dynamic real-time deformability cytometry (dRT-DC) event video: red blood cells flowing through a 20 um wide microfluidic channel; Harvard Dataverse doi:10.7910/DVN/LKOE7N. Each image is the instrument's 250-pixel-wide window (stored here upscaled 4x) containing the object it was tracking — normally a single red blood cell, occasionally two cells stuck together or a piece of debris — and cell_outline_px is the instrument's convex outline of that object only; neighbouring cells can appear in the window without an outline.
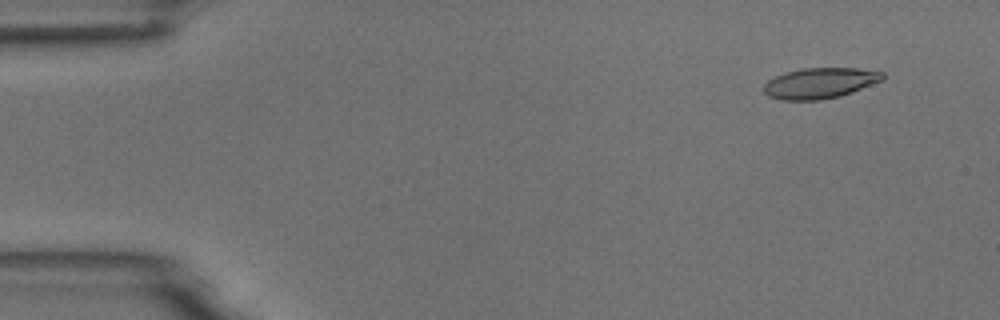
{"species": "common noctule bat (a hibernating species)", "species_latin": "Nyctalus noctula", "temperature_condition": "room temperature", "stored_images_in_passage": 5, "camera_frame_rate_fps": 3000, "um_per_image_px": 0.085, "animal": {"sex": "male", "body_mass_g": 18.8}, "frame": {"image": 1, "passage_image": 1, "time_ms": 0.0, "image_size_px": [1000, 320], "cell_outline_px": [[884, 80], [852, 92], [840, 96], [820, 100], [780, 100], [768, 96], [764, 92], [764, 84], [768, 80], [776, 76], [800, 68], [856, 68], [884, 72]], "centroid_in_image_um": [69.7, 7.07], "position_along_channel_um": 15.3, "area_um2": 21.27}}
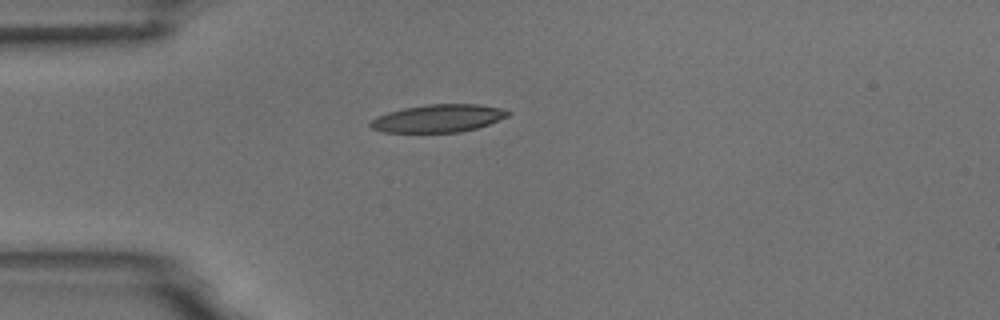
{"frame": {"image": 2, "passage_image": 4, "time_ms": 3.333, "image_size_px": [1000, 320], "cell_outline_px": [[512, 112], [508, 116], [488, 124], [476, 128], [460, 132], [384, 132], [372, 128], [368, 124], [376, 116], [388, 112], [404, 108], [428, 104], [480, 104], [500, 108]], "centroid_in_image_um": [37.24, 10.05], "position_along_channel_um": 47.8, "area_um2": 22.14}}